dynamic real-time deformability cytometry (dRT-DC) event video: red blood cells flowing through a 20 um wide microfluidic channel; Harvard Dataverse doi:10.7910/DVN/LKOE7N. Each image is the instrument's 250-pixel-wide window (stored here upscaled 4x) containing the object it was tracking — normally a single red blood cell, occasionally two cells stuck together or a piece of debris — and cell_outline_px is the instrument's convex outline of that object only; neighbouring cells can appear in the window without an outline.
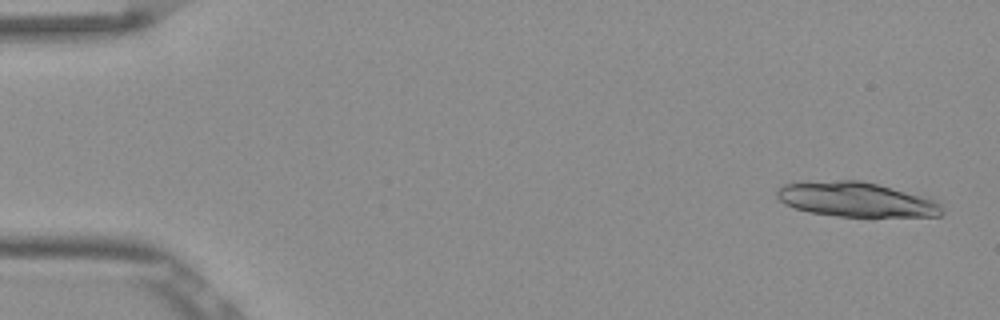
{"species": "Egyptian fruit bat (a non-hibernating species)", "species_latin": "Rousettus aegyptiacus", "temperature_condition": "room temperature", "stored_images_in_passage": 29, "camera_frame_rate_fps": 3000, "um_per_image_px": 0.085, "frame": {"image": 1, "passage_image": 2, "time_ms": 0.333, "image_size_px": [1000, 320], "cell_outline_px": [[944, 212], [940, 216], [836, 216], [808, 212], [784, 204], [776, 196], [776, 188], [784, 184], [840, 180], [860, 180], [932, 196], [940, 204]], "centroid_in_image_um": [72.84, 16.95], "position_along_channel_um": 12.2, "area_um2": 33.64}}
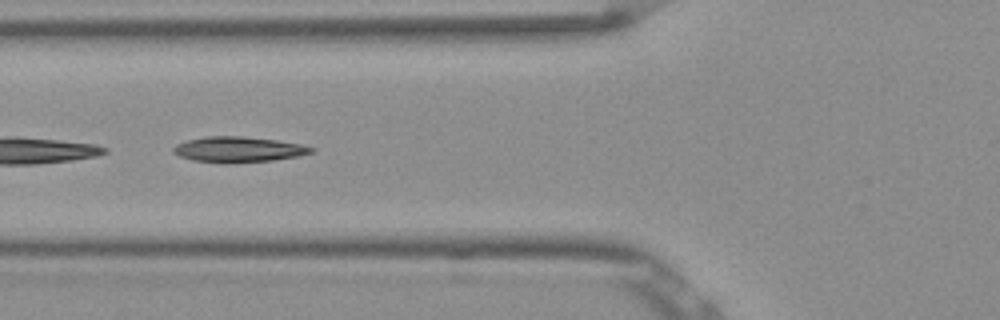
{"frame": {"image": 2, "passage_image": 20, "time_ms": 6.333, "image_size_px": [1000, 320], "cell_outline_px": [[312, 152], [296, 156], [272, 160], [224, 164], [192, 160], [180, 156], [172, 152], [172, 148], [176, 144], [188, 140], [208, 136], [244, 136], [276, 140], [300, 144], [312, 148]], "centroid_in_image_um": [20.19, 12.71], "position_along_channel_um": 105.6, "area_um2": 20.4}}